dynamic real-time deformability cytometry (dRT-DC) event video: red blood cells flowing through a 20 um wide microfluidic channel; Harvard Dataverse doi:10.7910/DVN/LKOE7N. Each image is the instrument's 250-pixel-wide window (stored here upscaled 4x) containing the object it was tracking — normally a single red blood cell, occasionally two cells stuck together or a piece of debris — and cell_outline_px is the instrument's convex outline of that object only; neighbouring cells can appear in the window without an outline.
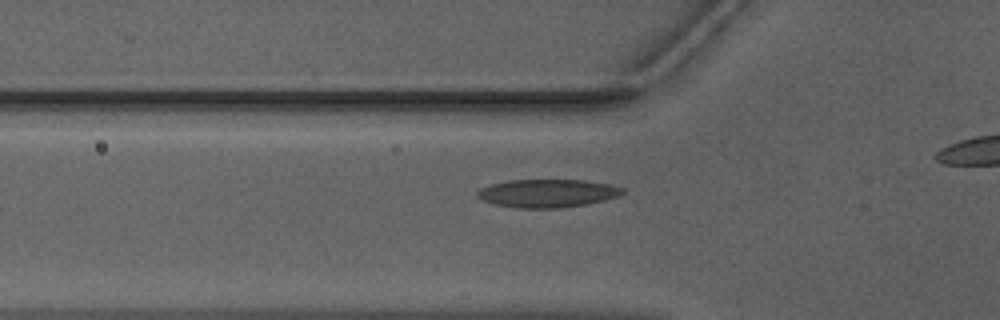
{"species": "Egyptian fruit bat (a non-hibernating species)", "species_latin": "Rousettus aegyptiacus", "temperature_condition": "warm", "stored_images_in_passage": 29, "camera_frame_rate_fps": 3000, "um_per_image_px": 0.085, "animal": {"sex": "male"}, "frame": {"image": 1, "passage_image": 4, "time_ms": 1.0, "image_size_px": [1000, 320], "cell_outline_px": [[624, 192], [620, 196], [588, 204], [560, 208], [516, 208], [492, 204], [476, 196], [476, 192], [480, 188], [492, 184], [508, 180], [584, 180], [608, 184], [624, 188]], "centroid_in_image_um": [46.53, 16.43], "position_along_channel_um": 79.3, "area_um2": 23.93}}
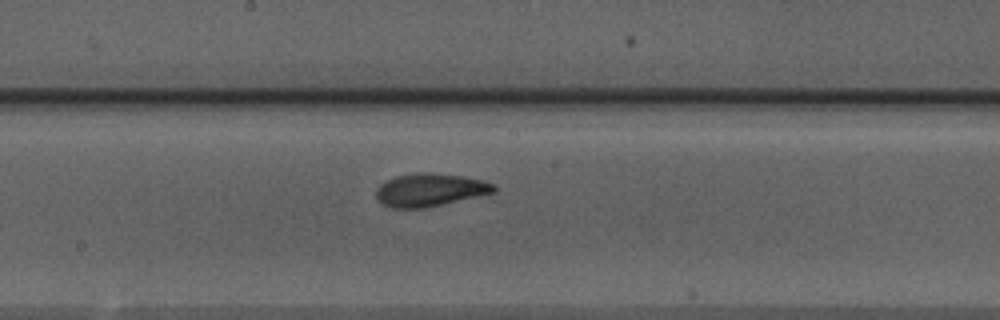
{"frame": {"image": 2, "passage_image": 14, "time_ms": 4.333, "image_size_px": [1000, 320], "cell_outline_px": [[496, 192], [424, 208], [392, 208], [380, 204], [376, 196], [376, 188], [380, 184], [396, 176], [416, 172], [428, 172], [464, 176], [484, 180], [496, 184]], "centroid_in_image_um": [36.55, 16.13], "position_along_channel_um": 211.7, "area_um2": 22.77}}
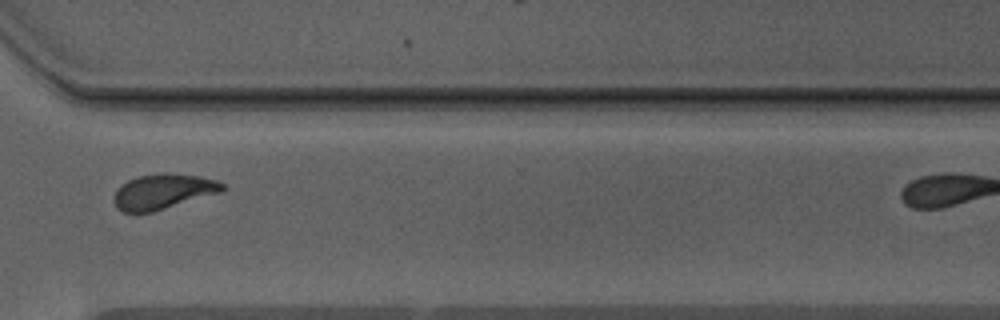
{"frame": {"image": 3, "passage_image": 25, "time_ms": 8.0, "image_size_px": [1000, 320], "cell_outline_px": [[228, 188], [220, 192], [152, 212], [124, 212], [116, 208], [112, 200], [116, 188], [120, 184], [128, 180], [140, 176], [160, 172], [168, 172], [200, 176], [216, 180], [224, 184]], "centroid_in_image_um": [13.83, 16.26], "position_along_channel_um": 356.8, "area_um2": 22.43}}